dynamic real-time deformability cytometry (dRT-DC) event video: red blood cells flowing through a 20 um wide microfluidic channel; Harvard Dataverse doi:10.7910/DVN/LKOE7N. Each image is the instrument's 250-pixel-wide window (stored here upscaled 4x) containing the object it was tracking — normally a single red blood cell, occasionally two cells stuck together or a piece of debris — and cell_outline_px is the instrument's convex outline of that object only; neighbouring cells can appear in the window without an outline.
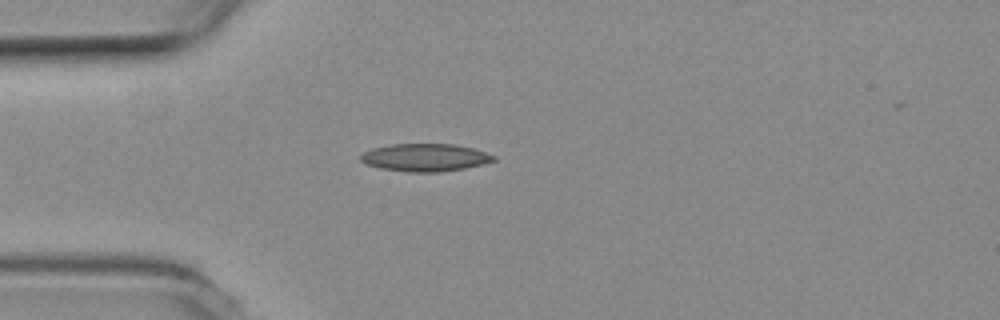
{"species": "common noctule bat (a hibernating species)", "species_latin": "Nyctalus noctula", "temperature_condition": "room temperature", "stored_images_in_passage": 36, "camera_frame_rate_fps": 3000, "um_per_image_px": 0.085, "animal": {"sex": "female", "body_mass_g": 19.3, "forearm_length_mm": 54.1}, "frame": {"image": 1, "passage_image": 1, "time_ms": 0.0, "image_size_px": [1000, 320], "cell_outline_px": [[496, 160], [464, 168], [440, 172], [408, 172], [380, 168], [368, 164], [360, 160], [360, 156], [364, 152], [372, 148], [392, 144], [456, 144], [472, 148], [496, 156]], "centroid_in_image_um": [36.12, 13.38], "position_along_channel_um": 48.9, "area_um2": 21.27}}
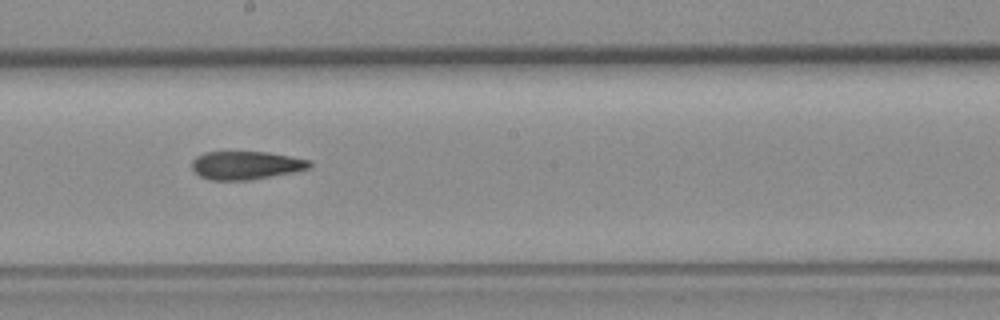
{"frame": {"image": 2, "passage_image": 16, "time_ms": 5.0, "image_size_px": [1000, 320], "cell_outline_px": [[312, 164], [308, 168], [292, 172], [248, 180], [208, 180], [200, 176], [192, 168], [192, 160], [196, 156], [204, 152], [268, 152], [308, 160]], "centroid_in_image_um": [20.84, 14.05], "position_along_channel_um": 227.4, "area_um2": 19.13}}
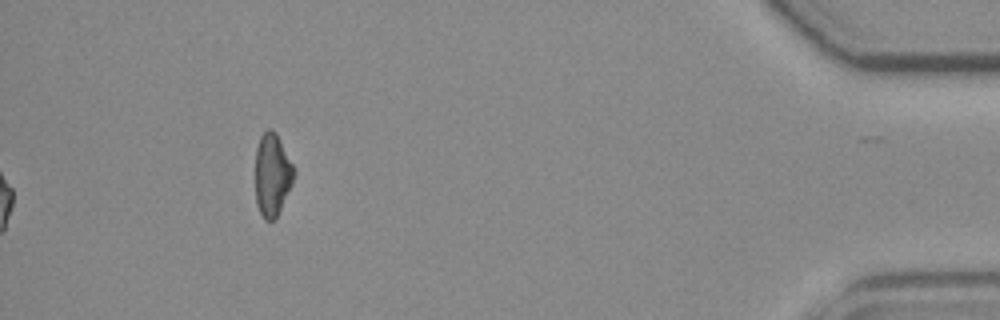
{"frame": {"image": 3, "passage_image": 36, "time_ms": 11.667, "image_size_px": [1000, 320], "cell_outline_px": [[296, 172], [280, 208], [276, 216], [272, 220], [264, 220], [260, 212], [256, 200], [256, 148], [260, 136], [268, 128], [272, 128], [276, 132], [296, 168]], "centroid_in_image_um": [23.14, 14.78], "position_along_channel_um": 412.1, "area_um2": 18.44}, "authors_computed_cell_mechanics": {"area_um2": 19.7965, "velocity_mm_per_s": 3.7824, "shape_relaxation_time_tau1_ms": null, "shape_relaxation_time_tau2_ms": 5.0316, "deformation_change_tau1": null, "deformation_change_tau2": 0.1458}}